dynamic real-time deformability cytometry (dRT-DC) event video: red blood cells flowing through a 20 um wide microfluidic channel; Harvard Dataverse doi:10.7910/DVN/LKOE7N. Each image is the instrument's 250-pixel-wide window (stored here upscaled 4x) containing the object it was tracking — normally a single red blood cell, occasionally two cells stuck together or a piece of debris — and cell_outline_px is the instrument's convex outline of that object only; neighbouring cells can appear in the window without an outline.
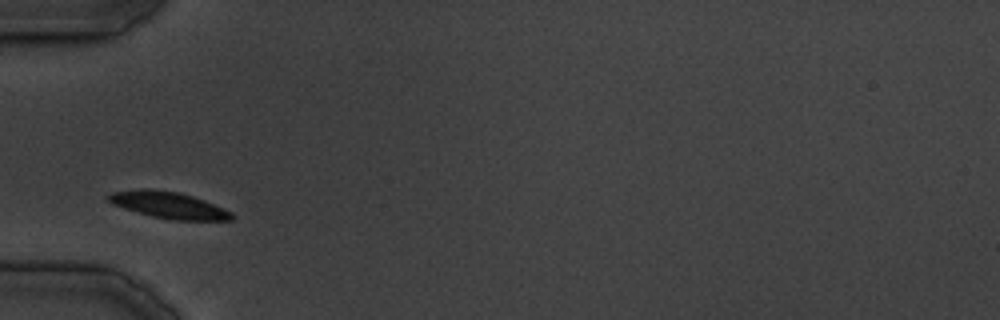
{"species": "common noctule bat (a hibernating species)", "species_latin": "Nyctalus noctula", "temperature_condition": "cold", "stored_images_in_passage": 19, "camera_frame_rate_fps": 3000, "um_per_image_px": 0.085, "animal": {"sex": "male", "body_mass_g": 19.5, "forearm_length_mm": 54.6}, "frame": {"image": 1, "passage_image": 1, "time_ms": 0.0, "image_size_px": [1000, 320], "cell_outline_px": [[232, 220], [176, 220], [152, 216], [136, 212], [112, 204], [104, 196], [112, 192], [140, 188], [148, 188], [180, 192], [204, 200], [224, 208], [232, 212]], "centroid_in_image_um": [14.29, 17.41], "position_along_channel_um": 70.7, "area_um2": 19.13}}